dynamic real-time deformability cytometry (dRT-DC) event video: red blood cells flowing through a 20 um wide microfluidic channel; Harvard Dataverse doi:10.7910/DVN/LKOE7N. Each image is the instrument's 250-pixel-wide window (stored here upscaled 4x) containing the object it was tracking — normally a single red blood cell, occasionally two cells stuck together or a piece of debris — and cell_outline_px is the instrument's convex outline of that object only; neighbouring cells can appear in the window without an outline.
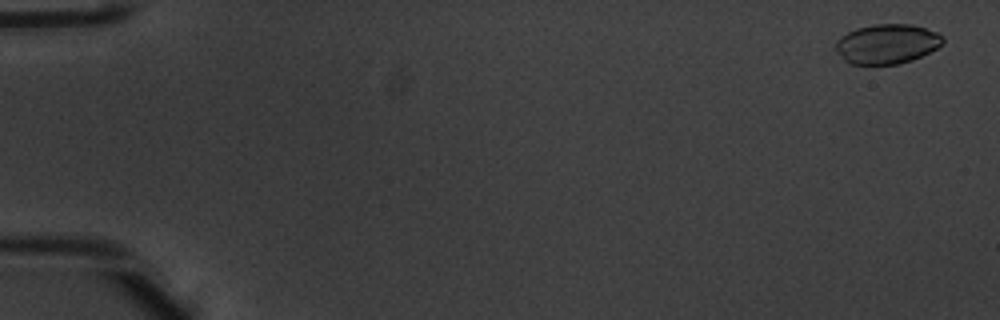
{"species": "common noctule bat (a hibernating species)", "species_latin": "Nyctalus noctula", "temperature_condition": "warm", "stored_images_in_passage": 52, "camera_frame_rate_fps": 3000, "um_per_image_px": 0.085, "animal": {"sex": "male", "body_mass_g": 20.1, "forearm_length_mm": 53.5}, "frame": {"image": 1, "passage_image": 2, "time_ms": 0.333, "image_size_px": [1000, 320], "cell_outline_px": [[944, 40], [936, 48], [912, 60], [896, 64], [852, 64], [844, 60], [836, 48], [836, 40], [840, 36], [856, 28], [876, 24], [912, 24], [936, 32], [944, 36]], "centroid_in_image_um": [75.38, 3.72], "position_along_channel_um": 9.6, "area_um2": 24.51}}
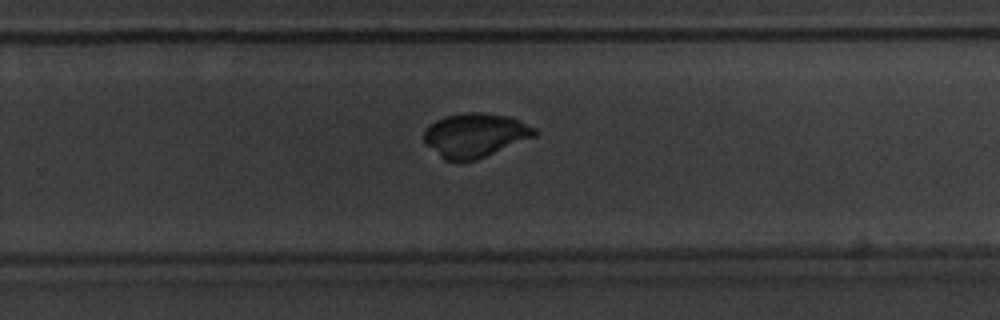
{"frame": {"image": 2, "passage_image": 35, "time_ms": 11.333, "image_size_px": [1000, 320], "cell_outline_px": [[540, 132], [536, 136], [476, 160], [444, 160], [424, 144], [424, 132], [436, 120], [444, 116], [468, 112], [480, 112], [508, 116], [520, 120], [536, 128]], "centroid_in_image_um": [40.41, 11.48], "position_along_channel_um": 289.4, "area_um2": 28.38}}
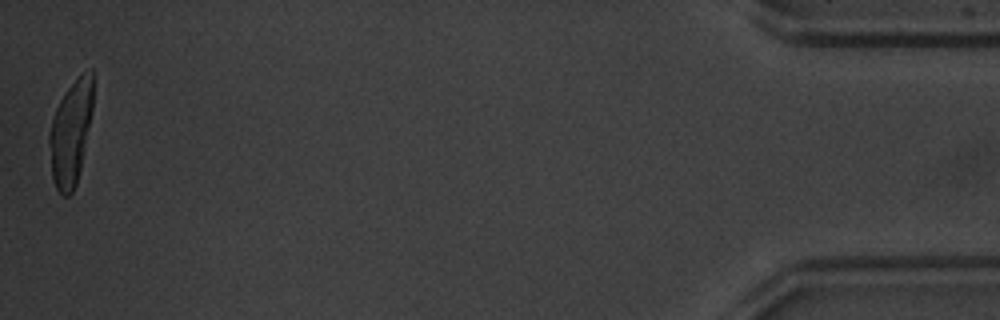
{"frame": {"image": 3, "passage_image": 52, "time_ms": 17.0, "image_size_px": [1000, 320], "cell_outline_px": [[92, 108], [80, 168], [76, 184], [72, 192], [68, 196], [64, 196], [56, 188], [52, 176], [48, 144], [48, 136], [52, 120], [56, 108], [60, 100], [68, 88], [80, 72], [92, 68]], "centroid_in_image_um": [5.99, 11.26], "position_along_channel_um": 429.2, "area_um2": 26.3}, "authors_computed_cell_mechanics": {"area_um2": 27.9174, "velocity_mm_per_s": 3.963, "shape_relaxation_time_tau1_ms": 7.0189, "shape_relaxation_time_tau2_ms": 3.2141, "deformation_change_tau1": 0.314, "deformation_change_tau2": 0.0502}}